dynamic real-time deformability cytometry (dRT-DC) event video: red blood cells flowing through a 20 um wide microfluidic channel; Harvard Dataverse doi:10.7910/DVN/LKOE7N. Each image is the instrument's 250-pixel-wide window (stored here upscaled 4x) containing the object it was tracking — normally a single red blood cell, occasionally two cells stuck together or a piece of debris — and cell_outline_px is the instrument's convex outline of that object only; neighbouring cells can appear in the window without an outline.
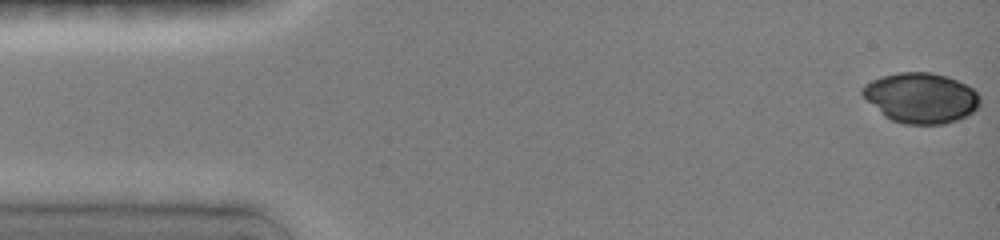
{"species": "common noctule bat (a hibernating species)", "species_latin": "Nyctalus noctula", "temperature_condition": "room temperature", "stored_images_in_passage": 51, "camera_frame_rate_fps": 3000, "um_per_image_px": 0.085, "animal": {"sex": "female", "body_mass_g": 19.0, "forearm_length_mm": 51.5}, "frame": {"image": 1, "passage_image": 1, "time_ms": 0.0, "image_size_px": [1000, 240], "cell_outline_px": [[980, 108], [956, 120], [944, 124], [904, 124], [892, 120], [884, 116], [860, 92], [860, 88], [864, 84], [880, 76], [896, 72], [928, 72], [944, 76], [956, 80], [972, 88], [980, 96]], "centroid_in_image_um": [78.27, 8.31], "position_along_channel_um": 6.7, "area_um2": 34.33}}